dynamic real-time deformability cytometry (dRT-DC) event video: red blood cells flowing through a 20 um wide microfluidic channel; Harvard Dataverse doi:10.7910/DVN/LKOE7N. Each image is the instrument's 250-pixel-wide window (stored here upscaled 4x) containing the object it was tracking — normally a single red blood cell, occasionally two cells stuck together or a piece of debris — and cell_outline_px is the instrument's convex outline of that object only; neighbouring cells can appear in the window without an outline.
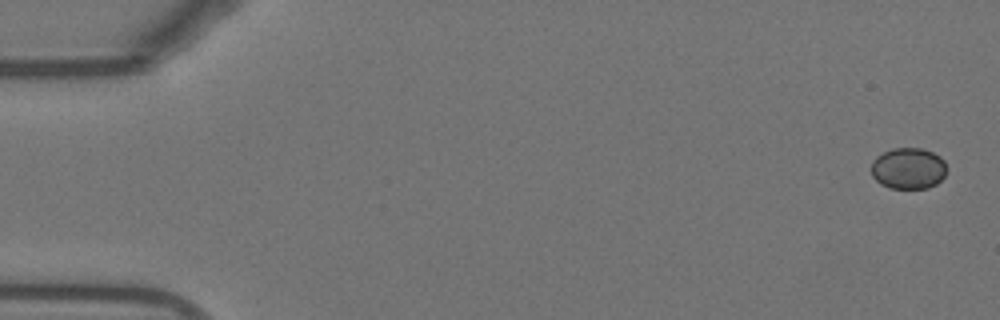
{"species": "Egyptian fruit bat (a non-hibernating species)", "species_latin": "Rousettus aegyptiacus", "temperature_condition": "warm", "stored_images_in_passage": 53, "camera_frame_rate_fps": 3000, "um_per_image_px": 0.085, "animal": {"sex": "female"}, "frame": {"image": 1, "passage_image": 1, "time_ms": 0.0, "image_size_px": [1000, 320], "cell_outline_px": [[948, 168], [944, 176], [936, 184], [928, 188], [888, 188], [880, 184], [872, 176], [872, 160], [876, 156], [892, 148], [924, 148], [940, 156], [944, 160]], "centroid_in_image_um": [77.22, 14.31], "position_along_channel_um": 7.8, "area_um2": 18.38}}
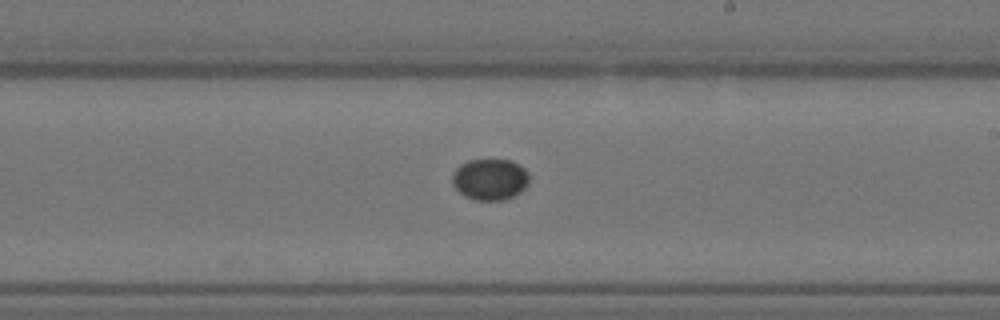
{"frame": {"image": 2, "passage_image": 31, "time_ms": 10.0, "image_size_px": [1000, 320], "cell_outline_px": [[528, 184], [520, 192], [504, 200], [472, 200], [464, 196], [452, 184], [452, 172], [460, 164], [468, 160], [512, 160], [520, 164], [528, 172]], "centroid_in_image_um": [41.63, 15.24], "position_along_channel_um": 247.4, "area_um2": 18.67}}
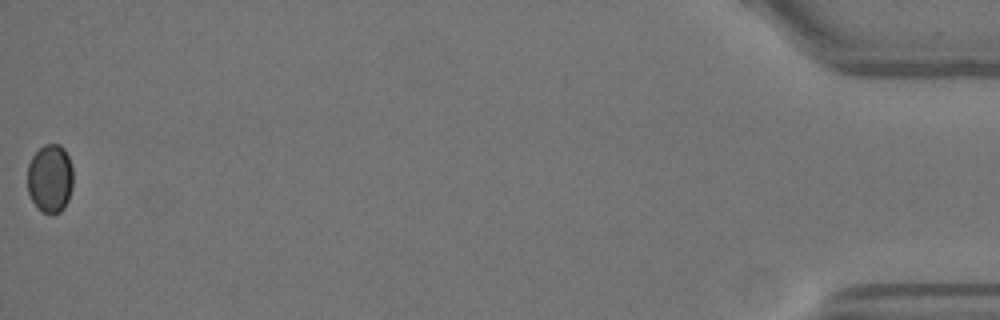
{"frame": {"image": 3, "passage_image": 53, "time_ms": 17.333, "image_size_px": [1000, 320], "cell_outline_px": [[72, 188], [68, 200], [64, 208], [60, 212], [52, 216], [48, 216], [32, 200], [28, 192], [28, 164], [32, 156], [44, 144], [60, 144], [64, 148], [68, 156], [72, 168]], "centroid_in_image_um": [4.27, 15.18], "position_along_channel_um": 430.9, "area_um2": 18.32}}